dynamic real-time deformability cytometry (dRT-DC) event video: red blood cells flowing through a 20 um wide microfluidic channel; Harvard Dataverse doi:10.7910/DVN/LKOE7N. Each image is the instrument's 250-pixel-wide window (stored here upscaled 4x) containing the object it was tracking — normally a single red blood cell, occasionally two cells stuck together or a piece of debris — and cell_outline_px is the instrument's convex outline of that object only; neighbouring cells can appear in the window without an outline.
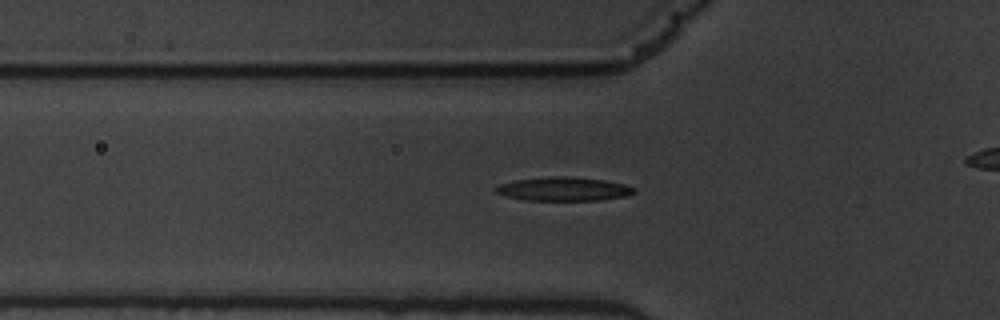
{"species": "common noctule bat (a hibernating species)", "species_latin": "Nyctalus noctula", "temperature_condition": "warm", "stored_images_in_passage": 51, "camera_frame_rate_fps": 3000, "um_per_image_px": 0.085, "animal": {"sex": "male", "body_mass_g": 19.5, "forearm_length_mm": 54.6}, "frame": {"image": 1, "passage_image": 21, "time_ms": 6.667, "image_size_px": [1000, 320], "cell_outline_px": [[636, 192], [624, 196], [600, 200], [524, 200], [504, 196], [496, 192], [492, 188], [500, 184], [516, 180], [548, 176], [564, 176], [604, 180], [624, 184], [636, 188]], "centroid_in_image_um": [47.87, 16.06], "position_along_channel_um": 77.9, "area_um2": 19.13}}
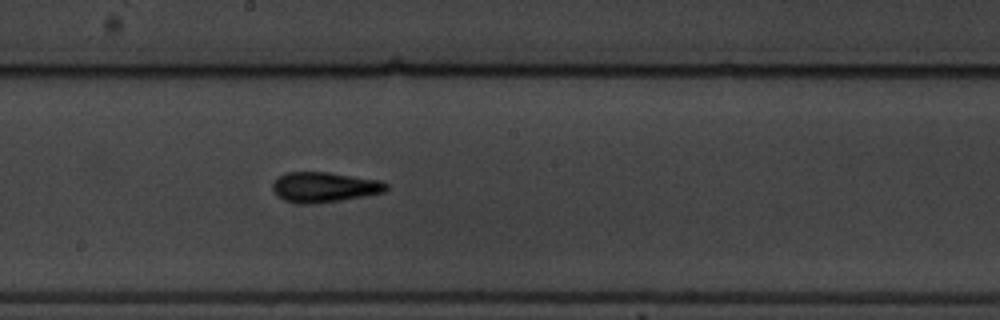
{"frame": {"image": 2, "passage_image": 33, "time_ms": 10.667, "image_size_px": [1000, 320], "cell_outline_px": [[388, 188], [384, 192], [364, 196], [340, 200], [308, 204], [300, 204], [284, 200], [272, 188], [272, 184], [284, 172], [328, 172], [380, 180], [388, 184]], "centroid_in_image_um": [27.59, 15.9], "position_along_channel_um": 220.6, "area_um2": 19.77}}
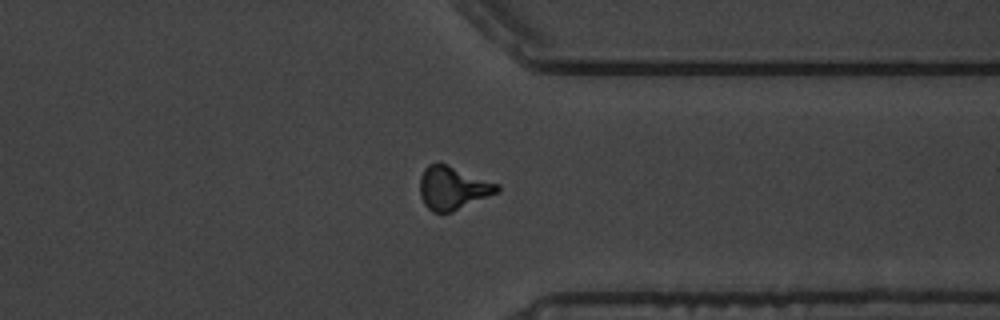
{"frame": {"image": 3, "passage_image": 46, "time_ms": 15.0, "image_size_px": [1000, 320], "cell_outline_px": [[500, 192], [452, 212], [432, 212], [424, 204], [420, 196], [420, 176], [424, 168], [428, 164], [436, 160], [500, 184]], "centroid_in_image_um": [38.49, 15.96], "position_along_channel_um": 372.9, "area_um2": 19.83}}